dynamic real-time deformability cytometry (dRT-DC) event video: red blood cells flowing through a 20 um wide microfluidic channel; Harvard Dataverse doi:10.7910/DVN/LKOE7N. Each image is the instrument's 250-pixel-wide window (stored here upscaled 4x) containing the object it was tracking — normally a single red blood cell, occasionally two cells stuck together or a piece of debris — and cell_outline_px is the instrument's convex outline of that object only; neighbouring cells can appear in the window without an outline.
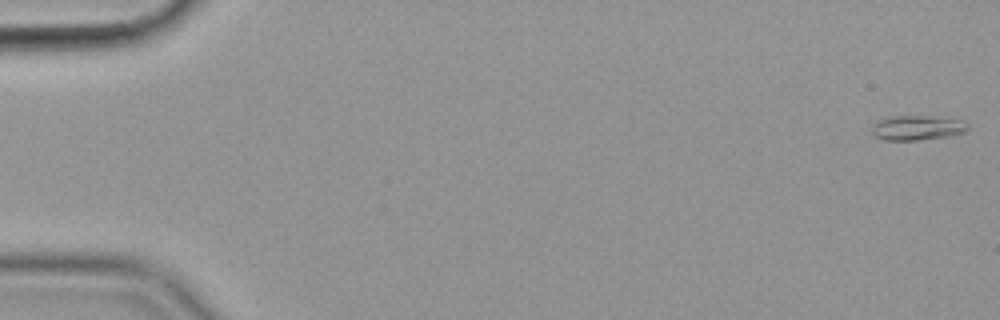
{"species": "common noctule bat (a hibernating species)", "species_latin": "Nyctalus noctula", "temperature_condition": "cold", "stored_images_in_passage": 57, "camera_frame_rate_fps": 3000, "um_per_image_px": 0.085, "animal": {"sex": "female", "body_mass_g": 19.9}, "frame": {"image": 1, "passage_image": 1, "time_ms": 0.0, "image_size_px": [1000, 320], "cell_outline_px": [[968, 128], [964, 132], [952, 136], [920, 140], [884, 140], [872, 136], [872, 124], [880, 120], [892, 116], [944, 116], [960, 120], [968, 124]], "centroid_in_image_um": [77.97, 10.86], "position_along_channel_um": 7.0, "area_um2": 14.1}}
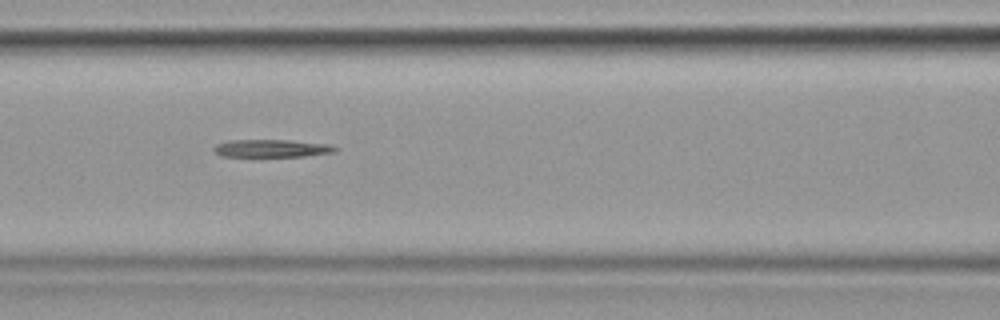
{"frame": {"image": 2, "passage_image": 25, "time_ms": 8.0, "image_size_px": [1000, 320], "cell_outline_px": [[340, 148], [336, 152], [304, 156], [220, 156], [212, 148], [216, 144], [228, 140], [288, 140], [328, 144]], "centroid_in_image_um": [23.11, 12.6], "position_along_channel_um": 143.5, "area_um2": 12.48}}
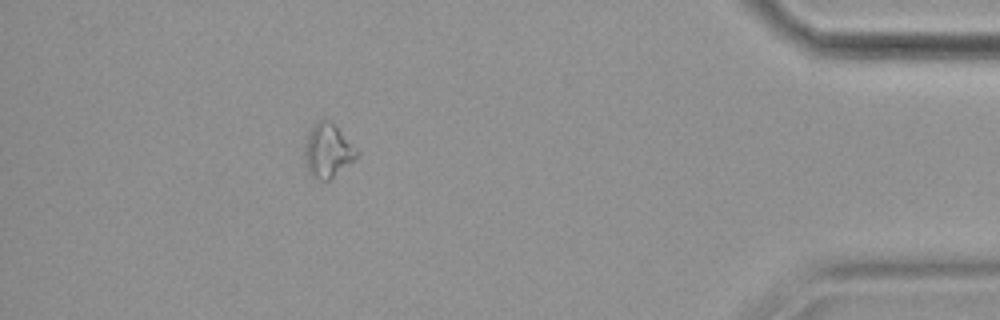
{"frame": {"image": 3, "passage_image": 51, "time_ms": 16.667, "image_size_px": [1000, 320], "cell_outline_px": [[360, 152], [356, 160], [328, 180], [320, 180], [308, 168], [308, 132], [316, 120], [324, 116]], "centroid_in_image_um": [27.94, 12.76], "position_along_channel_um": 407.3, "area_um2": 15.43}, "authors_computed_cell_mechanics": {"area_um2": 13.1784, "velocity_mm_per_s": 3.5886, "shape_relaxation_time_tau1_ms": 6.4993, "shape_relaxation_time_tau2_ms": 2.9896, "deformation_change_tau1": 0.2144, "deformation_change_tau2": 0.1327}}